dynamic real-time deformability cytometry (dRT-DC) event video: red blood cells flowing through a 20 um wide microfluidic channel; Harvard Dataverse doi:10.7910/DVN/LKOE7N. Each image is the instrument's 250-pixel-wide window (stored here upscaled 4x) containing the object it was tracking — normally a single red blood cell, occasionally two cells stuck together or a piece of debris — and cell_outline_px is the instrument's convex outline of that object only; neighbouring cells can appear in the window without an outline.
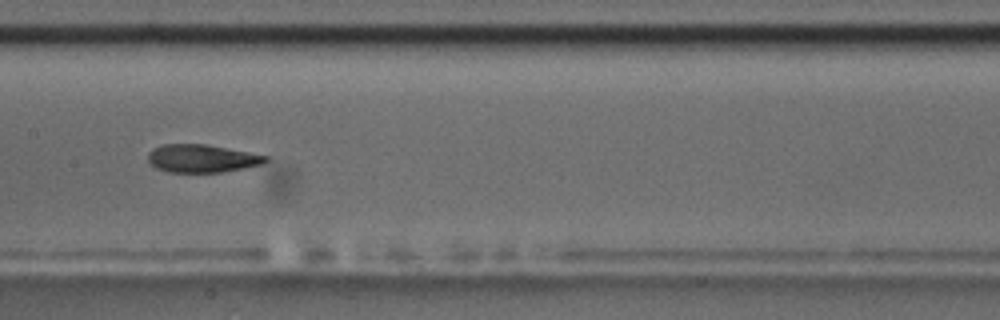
{"species": "common noctule bat (a hibernating species)", "species_latin": "Nyctalus noctula", "temperature_condition": "room temperature", "stored_images_in_passage": 15, "camera_frame_rate_fps": 3000, "um_per_image_px": 0.085, "animal": {"sex": "male", "body_mass_g": 17.5, "forearm_length_mm": 52.3}, "frame": {"image": 1, "passage_image": 7, "time_ms": 7.0, "image_size_px": [1000, 320], "cell_outline_px": [[268, 160], [260, 164], [220, 172], [168, 172], [156, 168], [148, 160], [148, 152], [152, 148], [164, 144], [204, 144], [248, 152], [268, 156]], "centroid_in_image_um": [17.1, 13.46], "position_along_channel_um": 190.3, "area_um2": 18.84}, "authors_computed_cell_mechanics": {"area_um2": 19.7676, "velocity_mm_per_s": 3.4475, "shape_relaxation_time_tau1_ms": 4.6933, "shape_relaxation_time_tau2_ms": 1.366, "deformation_change_tau1": 0.1285, "deformation_change_tau2": 0.0637}}